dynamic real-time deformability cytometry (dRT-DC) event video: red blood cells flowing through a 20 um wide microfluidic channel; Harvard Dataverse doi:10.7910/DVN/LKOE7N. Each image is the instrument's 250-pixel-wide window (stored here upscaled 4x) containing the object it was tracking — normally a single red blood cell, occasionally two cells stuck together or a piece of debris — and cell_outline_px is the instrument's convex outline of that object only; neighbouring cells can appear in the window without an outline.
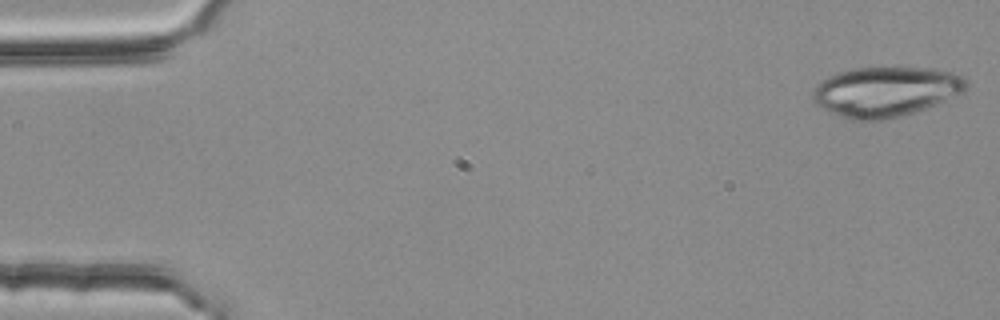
{"species": "common noctule bat (a hibernating species)", "species_latin": "Nyctalus noctula", "temperature_condition": "room temperature", "stored_images_in_passage": 53, "camera_frame_rate_fps": 3000, "um_per_image_px": 0.085, "animal": {"sex": "female", "body_mass_g": 25.1}, "frame": {"image": 1, "passage_image": 1, "time_ms": 0.0, "image_size_px": [1000, 320], "cell_outline_px": [[968, 88], [964, 92], [936, 104], [916, 112], [884, 120], [852, 120], [824, 108], [816, 104], [812, 100], [812, 92], [828, 76], [852, 68], [900, 64], [932, 68], [952, 72], [964, 76], [968, 80]], "centroid_in_image_um": [75.37, 7.73], "position_along_channel_um": 9.6, "area_um2": 45.6}}
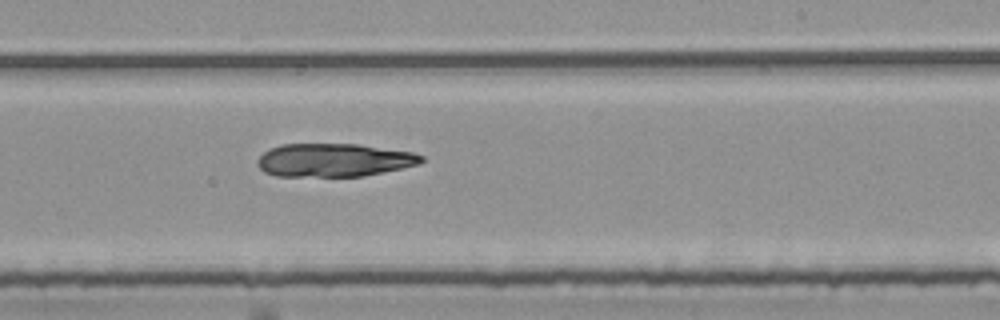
{"frame": {"image": 2, "passage_image": 32, "time_ms": 10.333, "image_size_px": [1000, 320], "cell_outline_px": [[424, 160], [420, 164], [364, 176], [276, 176], [264, 172], [256, 164], [256, 160], [264, 152], [280, 144], [360, 144], [412, 152], [424, 156]], "centroid_in_image_um": [28.38, 13.6], "position_along_channel_um": 260.6, "area_um2": 31.85}}
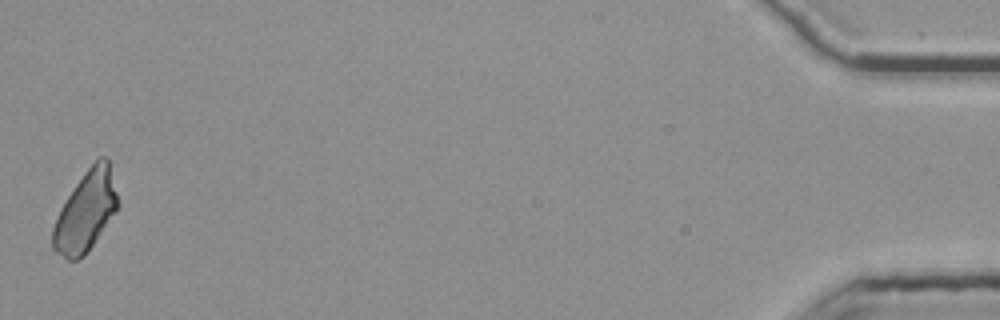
{"frame": {"image": 3, "passage_image": 53, "time_ms": 17.333, "image_size_px": [1000, 320], "cell_outline_px": [[120, 204], [116, 212], [88, 252], [84, 256], [76, 260], [68, 260], [56, 252], [52, 248], [52, 228], [60, 208], [84, 172], [96, 156], [104, 156], [108, 160]], "centroid_in_image_um": [7.3, 17.96], "position_along_channel_um": 427.9, "area_um2": 30.52}}